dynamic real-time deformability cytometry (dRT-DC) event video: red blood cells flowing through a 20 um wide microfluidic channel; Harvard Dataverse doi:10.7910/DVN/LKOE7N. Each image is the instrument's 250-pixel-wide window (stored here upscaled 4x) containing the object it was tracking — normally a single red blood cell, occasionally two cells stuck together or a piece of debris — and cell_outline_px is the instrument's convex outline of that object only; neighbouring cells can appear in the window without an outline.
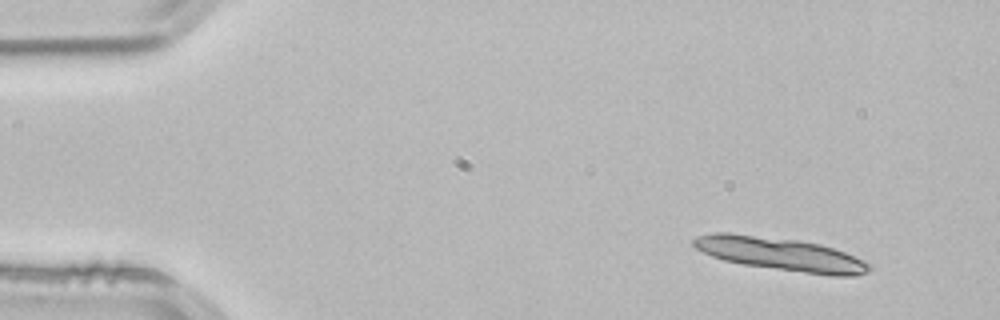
{"species": "common noctule bat (a hibernating species)", "species_latin": "Nyctalus noctula", "temperature_condition": "room temperature", "stored_images_in_passage": 3, "segment_of_instrument_passage": [1, 2], "camera_frame_rate_fps": 3000, "um_per_image_px": 0.085, "animal": {"sex": "male", "body_mass_g": 21.5, "forearm_length_mm": 52.0}, "frame": {"image": 1, "passage_image": 1, "time_ms": 0.0, "image_size_px": [1000, 320], "cell_outline_px": [[872, 268], [868, 272], [856, 276], [832, 276], [744, 264], [724, 260], [712, 256], [696, 248], [692, 244], [692, 240], [696, 236], [716, 232], [728, 232], [796, 240], [820, 244], [844, 252], [868, 264]], "centroid_in_image_um": [66.31, 21.59], "position_along_channel_um": 18.7, "area_um2": 33.41}}